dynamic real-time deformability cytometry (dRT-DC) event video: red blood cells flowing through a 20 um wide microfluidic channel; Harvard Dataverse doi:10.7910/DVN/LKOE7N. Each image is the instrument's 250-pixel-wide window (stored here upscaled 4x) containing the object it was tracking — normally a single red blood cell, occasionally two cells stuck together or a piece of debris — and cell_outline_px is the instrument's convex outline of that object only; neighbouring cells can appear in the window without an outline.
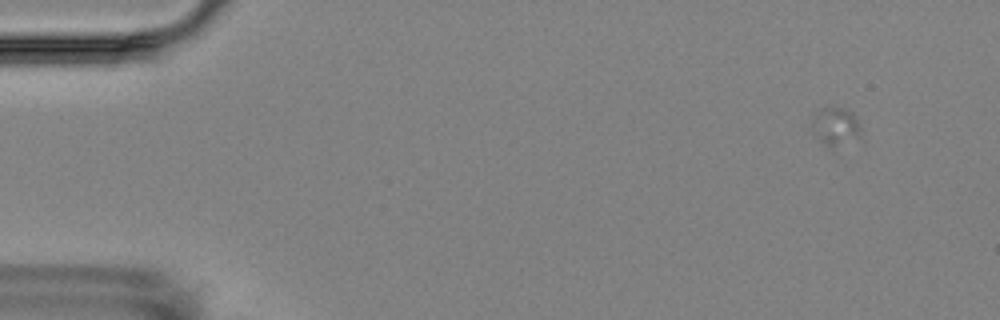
{"species": "Egyptian fruit bat (a non-hibernating species)", "species_latin": "Rousettus aegyptiacus", "temperature_condition": "room temperature", "stored_images_in_passage": 4, "camera_frame_rate_fps": 3000, "um_per_image_px": 0.085, "animal": {"sex": "female"}, "frame": {"image": 1, "passage_image": 1, "time_ms": 0.0, "image_size_px": [1000, 320], "cell_outline_px": [[860, 136], [832, 148], [824, 144], [812, 132], [812, 112], [824, 108], [844, 108], [852, 112], [860, 124]], "centroid_in_image_um": [70.98, 10.72], "position_along_channel_um": 14.0, "area_um2": 10.81}}
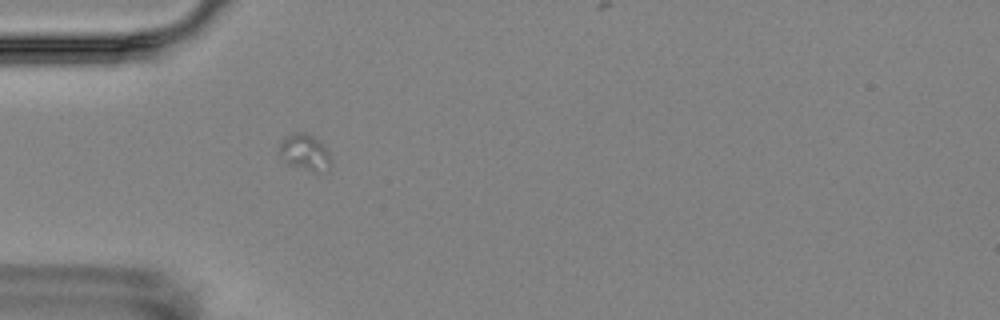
{"frame": {"image": 2, "passage_image": 4, "time_ms": 4.667, "image_size_px": [1000, 320], "cell_outline_px": [[332, 164], [328, 172], [312, 172], [288, 164], [280, 156], [280, 140], [284, 136], [292, 132], [304, 132], [312, 136], [324, 148]], "centroid_in_image_um": [25.88, 12.97], "position_along_channel_um": 59.1, "area_um2": 10.87}}